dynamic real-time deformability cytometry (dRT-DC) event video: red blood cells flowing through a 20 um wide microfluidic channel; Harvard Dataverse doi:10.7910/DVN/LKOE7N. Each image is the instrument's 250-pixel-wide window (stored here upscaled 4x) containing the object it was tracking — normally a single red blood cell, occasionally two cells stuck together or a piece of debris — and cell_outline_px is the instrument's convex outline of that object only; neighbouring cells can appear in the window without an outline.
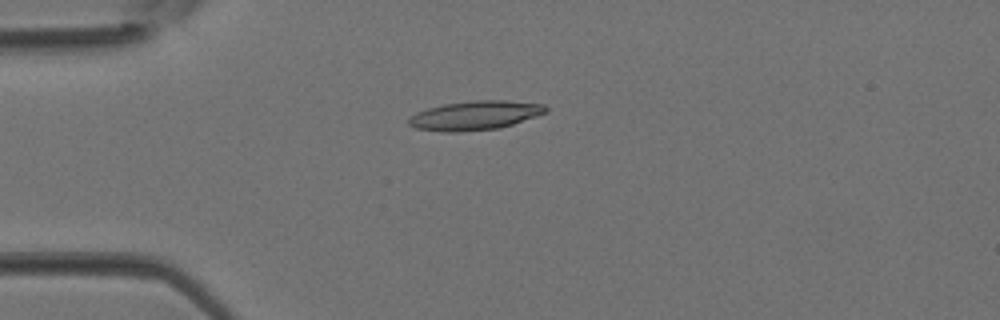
{"species": "Egyptian fruit bat (a non-hibernating species)", "species_latin": "Rousettus aegyptiacus", "temperature_condition": "room temperature", "stored_images_in_passage": 2, "camera_frame_rate_fps": 3000, "um_per_image_px": 0.085, "animal": {"sex": "female"}, "frame": {"image": 1, "passage_image": 1, "time_ms": 0.0, "image_size_px": [1000, 320], "cell_outline_px": [[548, 112], [500, 128], [460, 132], [440, 132], [416, 128], [408, 124], [408, 120], [416, 112], [428, 108], [444, 104], [476, 100], [504, 100], [544, 104], [548, 108]], "centroid_in_image_um": [40.38, 9.81], "position_along_channel_um": 44.6, "area_um2": 23.24}}
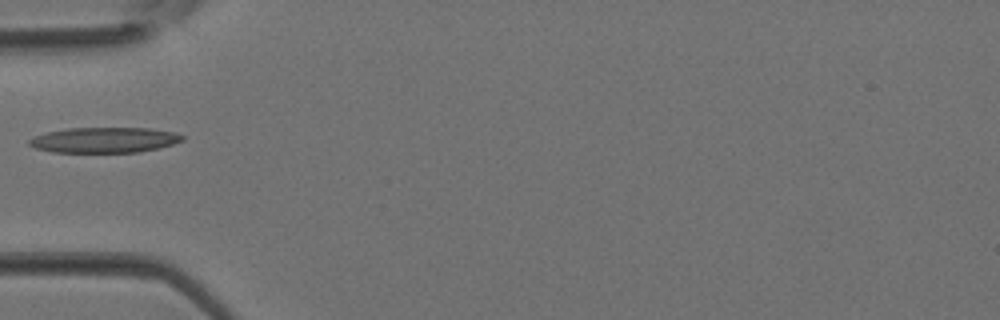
{"frame": {"image": 2, "passage_image": 2, "time_ms": 0.333, "image_size_px": [1000, 320], "cell_outline_px": [[184, 140], [160, 148], [140, 152], [52, 152], [36, 148], [28, 144], [28, 140], [36, 136], [48, 132], [68, 128], [148, 128], [172, 132], [184, 136]], "centroid_in_image_um": [8.88, 11.9], "position_along_channel_um": 76.1, "area_um2": 22.54}}